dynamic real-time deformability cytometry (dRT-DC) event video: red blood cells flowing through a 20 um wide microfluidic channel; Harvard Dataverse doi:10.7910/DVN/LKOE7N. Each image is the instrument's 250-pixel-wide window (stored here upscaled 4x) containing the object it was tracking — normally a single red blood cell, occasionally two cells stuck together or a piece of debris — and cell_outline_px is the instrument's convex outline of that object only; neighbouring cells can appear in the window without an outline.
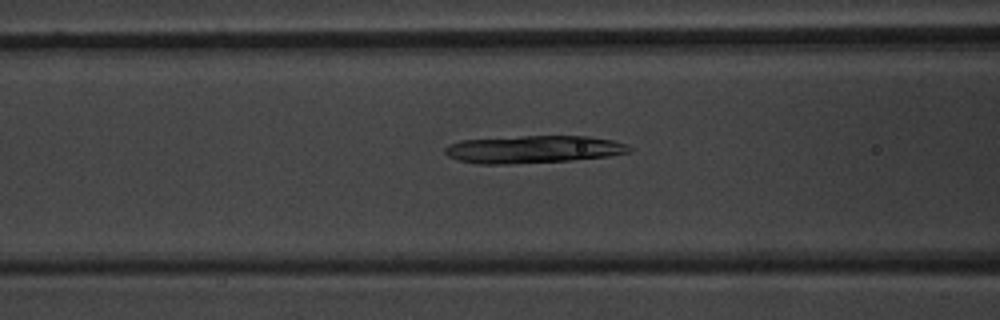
{"species": "common noctule bat (a hibernating species)", "species_latin": "Nyctalus noctula", "temperature_condition": "warm", "stored_images_in_passage": 53, "camera_frame_rate_fps": 3000, "um_per_image_px": 0.085, "animal": {"sex": "male", "body_mass_g": 20.1, "forearm_length_mm": 53.5}, "frame": {"image": 1, "passage_image": 22, "time_ms": 7.0, "image_size_px": [1000, 320], "cell_outline_px": [[632, 148], [628, 152], [608, 156], [572, 160], [508, 164], [476, 164], [456, 160], [448, 156], [444, 152], [444, 148], [448, 144], [460, 140], [524, 136], [584, 136], [612, 140], [624, 144]], "centroid_in_image_um": [45.24, 12.7], "position_along_channel_um": 121.4, "area_um2": 29.54}}
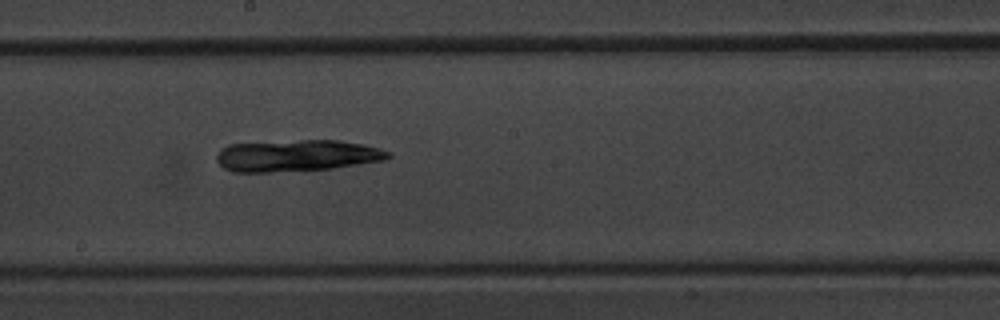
{"frame": {"image": 2, "passage_image": 30, "time_ms": 9.667, "image_size_px": [1000, 320], "cell_outline_px": [[392, 156], [384, 160], [332, 168], [268, 172], [236, 172], [224, 168], [216, 160], [216, 152], [220, 148], [228, 144], [300, 140], [340, 140], [364, 144], [380, 148], [392, 152]], "centroid_in_image_um": [25.23, 13.21], "position_along_channel_um": 223.0, "area_um2": 31.73}}
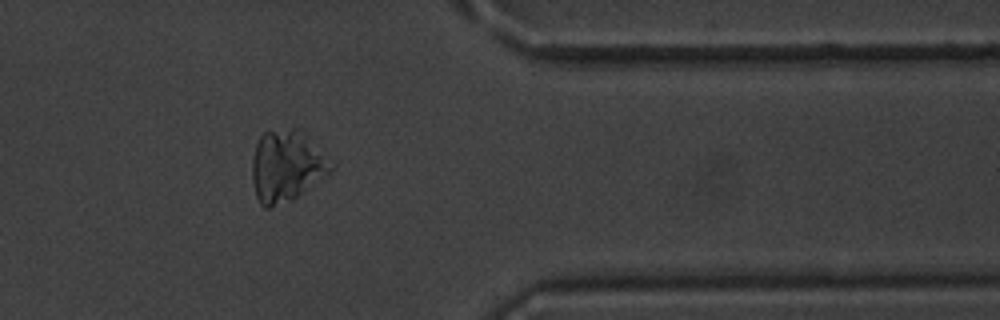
{"frame": {"image": 3, "passage_image": 44, "time_ms": 14.333, "image_size_px": [1000, 320], "cell_outline_px": [[332, 168], [328, 172], [292, 200], [268, 208], [264, 208], [260, 204], [256, 196], [252, 180], [252, 156], [256, 144], [260, 136], [264, 132], [292, 128], [300, 128], [304, 132]], "centroid_in_image_um": [24.25, 14.12], "position_along_channel_um": 387.2, "area_um2": 31.79}}